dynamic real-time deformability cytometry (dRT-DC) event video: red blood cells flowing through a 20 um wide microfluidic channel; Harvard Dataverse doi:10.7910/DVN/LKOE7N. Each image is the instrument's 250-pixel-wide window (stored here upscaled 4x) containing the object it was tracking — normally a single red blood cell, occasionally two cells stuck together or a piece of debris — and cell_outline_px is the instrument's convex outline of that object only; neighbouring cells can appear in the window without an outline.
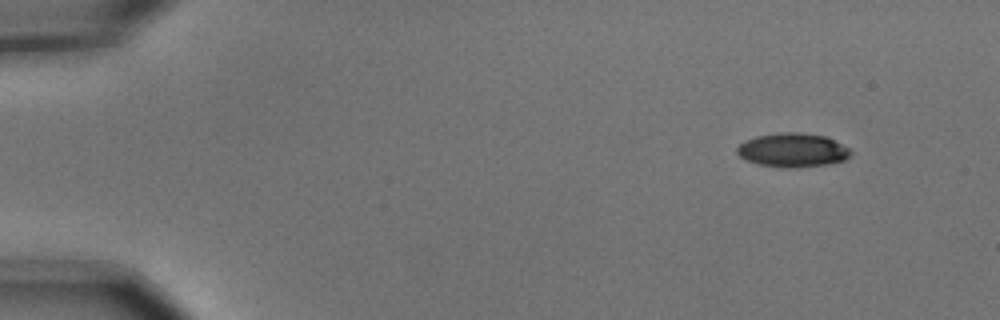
{"species": "common noctule bat (a hibernating species)", "species_latin": "Nyctalus noctula", "temperature_condition": "cold", "stored_images_in_passage": 4, "camera_frame_rate_fps": 3000, "um_per_image_px": 0.085, "animal": {"sex": "male", "body_mass_g": 15.6}, "frame": {"image": 1, "passage_image": 1, "time_ms": 0.0, "image_size_px": [1000, 320], "cell_outline_px": [[852, 152], [844, 160], [828, 164], [792, 168], [788, 168], [760, 164], [748, 160], [740, 156], [736, 152], [736, 148], [744, 140], [756, 136], [784, 132], [796, 132], [824, 136], [848, 148]], "centroid_in_image_um": [67.34, 12.76], "position_along_channel_um": 17.7, "area_um2": 22.08}}
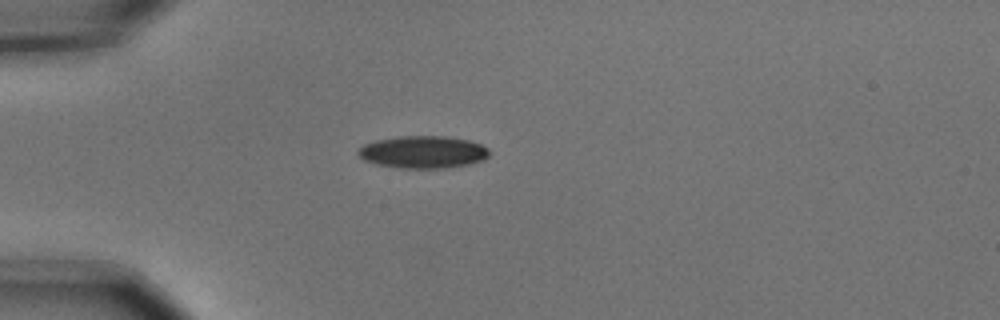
{"frame": {"image": 2, "passage_image": 4, "time_ms": 1.0, "image_size_px": [1000, 320], "cell_outline_px": [[488, 156], [484, 160], [468, 164], [444, 168], [400, 168], [376, 164], [364, 160], [356, 152], [364, 144], [376, 140], [400, 136], [444, 136], [468, 140], [480, 144], [488, 148]], "centroid_in_image_um": [35.94, 12.92], "position_along_channel_um": 49.1, "area_um2": 24.62}}